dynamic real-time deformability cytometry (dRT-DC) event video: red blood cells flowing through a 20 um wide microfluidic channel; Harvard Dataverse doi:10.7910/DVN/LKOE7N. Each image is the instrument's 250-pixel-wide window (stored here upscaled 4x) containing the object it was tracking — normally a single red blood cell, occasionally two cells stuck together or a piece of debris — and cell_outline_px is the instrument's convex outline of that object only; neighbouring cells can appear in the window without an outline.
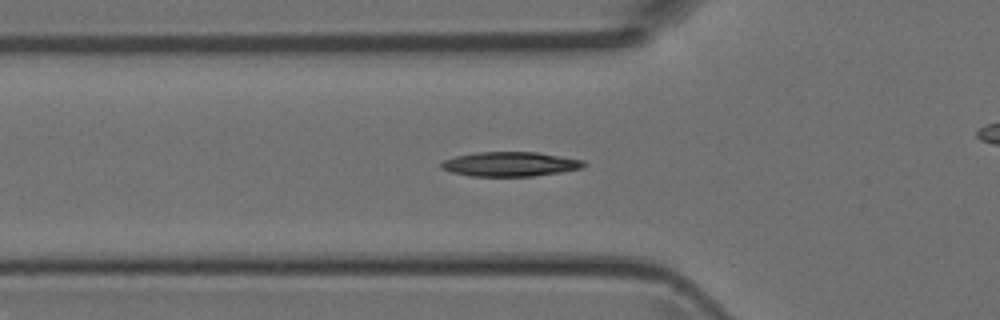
{"species": "Egyptian fruit bat (a non-hibernating species)", "species_latin": "Rousettus aegyptiacus", "temperature_condition": "room temperature", "stored_images_in_passage": 41, "camera_frame_rate_fps": 3000, "um_per_image_px": 0.085, "animal": {"sex": "female"}, "frame": {"image": 1, "passage_image": 9, "time_ms": 2.667, "image_size_px": [1000, 320], "cell_outline_px": [[588, 164], [584, 168], [560, 172], [532, 176], [472, 176], [452, 172], [440, 168], [440, 164], [444, 160], [456, 156], [476, 152], [536, 152], [584, 160]], "centroid_in_image_um": [43.39, 13.95], "position_along_channel_um": 82.4, "area_um2": 20.35}}
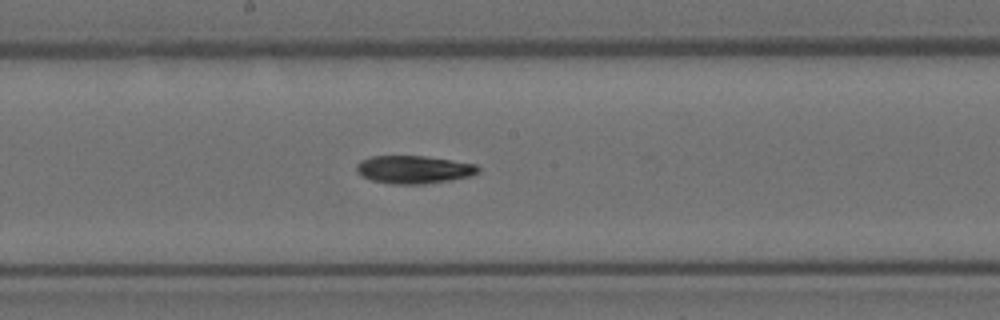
{"frame": {"image": 2, "passage_image": 18, "time_ms": 5.667, "image_size_px": [1000, 320], "cell_outline_px": [[480, 172], [472, 176], [424, 184], [396, 184], [372, 180], [356, 172], [356, 164], [360, 160], [372, 156], [424, 156], [476, 164], [480, 168]], "centroid_in_image_um": [35.18, 14.4], "position_along_channel_um": 213.0, "area_um2": 19.71}}
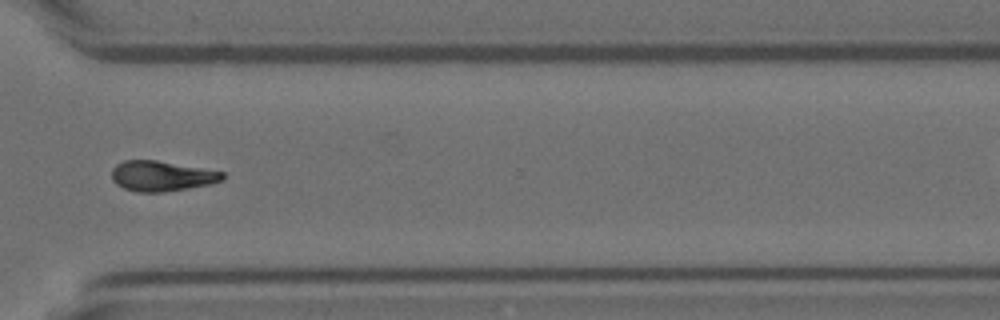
{"frame": {"image": 3, "passage_image": 28, "time_ms": 9.0, "image_size_px": [1000, 320], "cell_outline_px": [[224, 180], [208, 184], [188, 188], [164, 192], [136, 192], [124, 188], [116, 184], [112, 180], [112, 168], [116, 164], [124, 160], [156, 160], [224, 172]], "centroid_in_image_um": [13.71, 14.96], "position_along_channel_um": 356.9, "area_um2": 19.48}}